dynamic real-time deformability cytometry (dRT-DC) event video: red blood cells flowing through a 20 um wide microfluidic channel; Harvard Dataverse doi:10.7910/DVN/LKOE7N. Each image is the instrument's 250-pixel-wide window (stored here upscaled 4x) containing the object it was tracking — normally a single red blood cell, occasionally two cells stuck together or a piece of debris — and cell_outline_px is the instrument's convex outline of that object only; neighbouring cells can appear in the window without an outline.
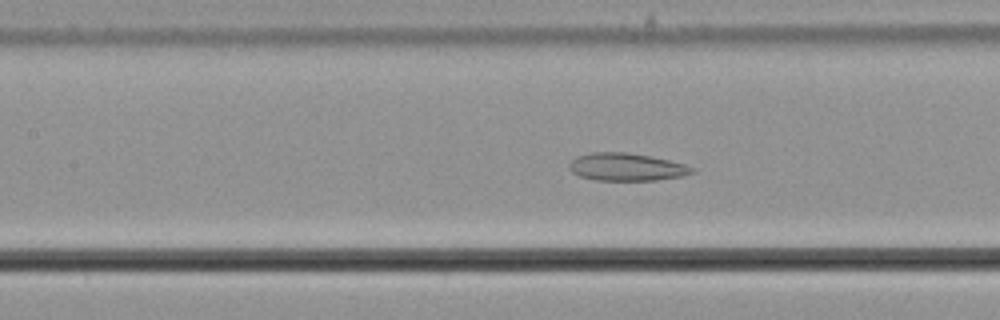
{"species": "common noctule bat (a hibernating species)", "species_latin": "Nyctalus noctula", "temperature_condition": "cold", "stored_images_in_passage": 58, "camera_frame_rate_fps": 3000, "um_per_image_px": 0.085, "animal": {"sex": "male", "body_mass_g": 21.5, "forearm_length_mm": 52.0}, "frame": {"image": 1, "passage_image": 26, "time_ms": 8.333, "image_size_px": [1000, 320], "cell_outline_px": [[696, 172], [684, 176], [656, 180], [596, 180], [580, 176], [572, 172], [568, 168], [568, 164], [576, 156], [592, 152], [624, 152], [648, 156], [668, 160], [684, 164], [696, 168]], "centroid_in_image_um": [53.26, 14.2], "position_along_channel_um": 154.1, "area_um2": 19.83}}
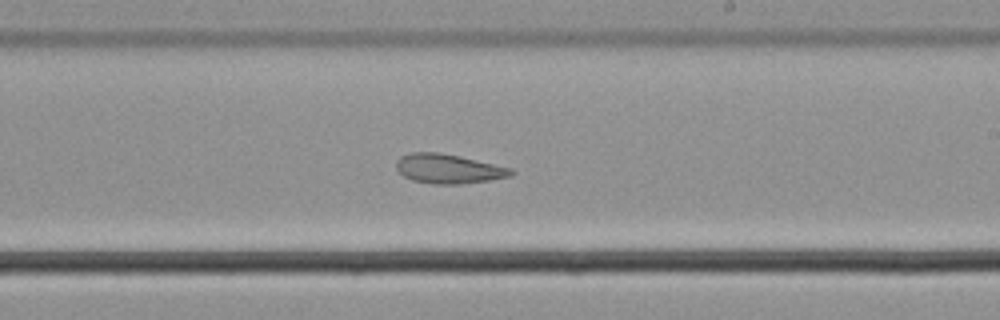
{"frame": {"image": 2, "passage_image": 34, "time_ms": 11.0, "image_size_px": [1000, 320], "cell_outline_px": [[516, 172], [512, 176], [488, 180], [460, 184], [432, 184], [412, 180], [404, 176], [396, 168], [396, 160], [400, 156], [412, 152], [436, 152], [460, 156], [512, 168]], "centroid_in_image_um": [38.12, 14.34], "position_along_channel_um": 250.9, "area_um2": 19.71}}
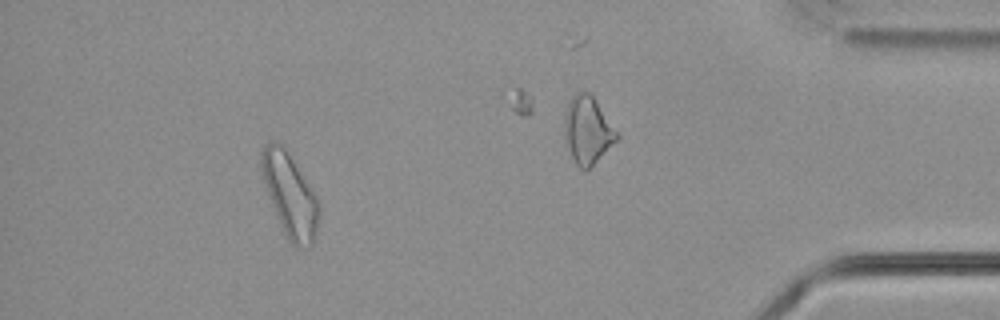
{"frame": {"image": 3, "passage_image": 52, "time_ms": 17.0, "image_size_px": [1000, 320], "cell_outline_px": [[320, 212], [316, 232], [312, 244], [308, 248], [296, 248], [288, 240], [280, 224], [264, 184], [260, 168], [260, 152], [264, 144], [276, 140], [284, 148], [320, 200]], "centroid_in_image_um": [24.64, 16.6], "position_along_channel_um": 410.6, "area_um2": 27.92}, "authors_computed_cell_mechanics": {"area_um2": 25.2875, "velocity_mm_per_s": 3.6425, "shape_relaxation_time_tau1_ms": null, "shape_relaxation_time_tau2_ms": 2.2191, "deformation_change_tau1": null, "deformation_change_tau2": 0.06}}